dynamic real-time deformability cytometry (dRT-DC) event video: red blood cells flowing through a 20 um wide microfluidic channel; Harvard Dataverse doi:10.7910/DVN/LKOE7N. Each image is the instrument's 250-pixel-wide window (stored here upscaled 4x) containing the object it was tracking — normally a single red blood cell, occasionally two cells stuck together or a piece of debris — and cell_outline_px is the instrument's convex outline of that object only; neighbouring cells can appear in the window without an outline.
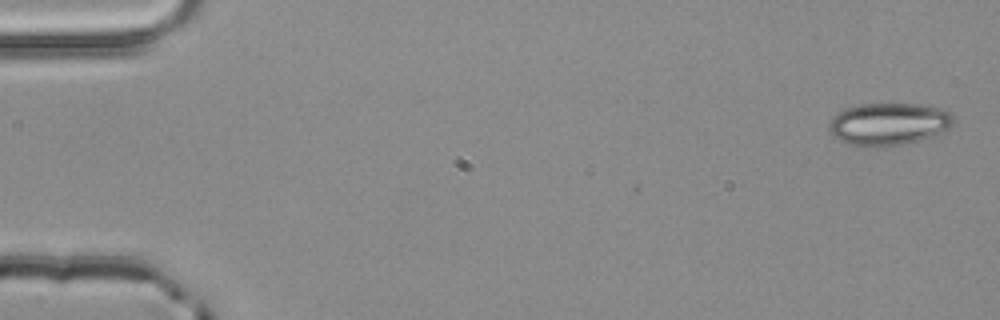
{"species": "common noctule bat (a hibernating species)", "species_latin": "Nyctalus noctula", "temperature_condition": "room temperature", "stored_images_in_passage": 4, "camera_frame_rate_fps": 3000, "um_per_image_px": 0.085, "animal": {"sex": "male", "body_mass_g": 20.4}, "frame": {"image": 1, "passage_image": 1, "time_ms": 0.0, "image_size_px": [1000, 320], "cell_outline_px": [[952, 124], [948, 128], [932, 136], [904, 144], [868, 148], [848, 144], [840, 140], [828, 128], [828, 124], [832, 116], [836, 112], [844, 108], [860, 104], [924, 104], [940, 108], [952, 112]], "centroid_in_image_um": [75.5, 10.53], "position_along_channel_um": 9.5, "area_um2": 30.87}}